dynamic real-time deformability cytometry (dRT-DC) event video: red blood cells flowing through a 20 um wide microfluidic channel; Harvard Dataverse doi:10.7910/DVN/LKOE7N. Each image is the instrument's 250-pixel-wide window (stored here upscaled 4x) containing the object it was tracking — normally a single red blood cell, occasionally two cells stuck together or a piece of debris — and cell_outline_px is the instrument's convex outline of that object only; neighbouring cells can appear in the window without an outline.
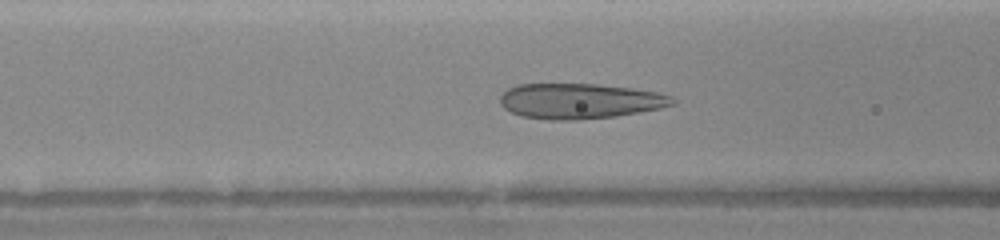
{"species": "human", "species_latin": "Homo sapiens", "temperature_condition": "warm", "stored_images_in_passage": 43, "camera_frame_rate_fps": 3000, "um_per_image_px": 0.085, "donor": {"sex": "female"}, "frame": {"image": 1, "passage_image": 5, "time_ms": 1.0, "image_size_px": [1000, 240], "cell_outline_px": [[676, 104], [660, 108], [640, 112], [616, 116], [576, 120], [548, 120], [520, 116], [504, 108], [500, 104], [500, 96], [508, 88], [520, 84], [596, 84], [632, 88], [660, 92], [672, 96], [676, 100]], "centroid_in_image_um": [49.31, 8.59], "position_along_channel_um": 117.3, "area_um2": 35.72}}
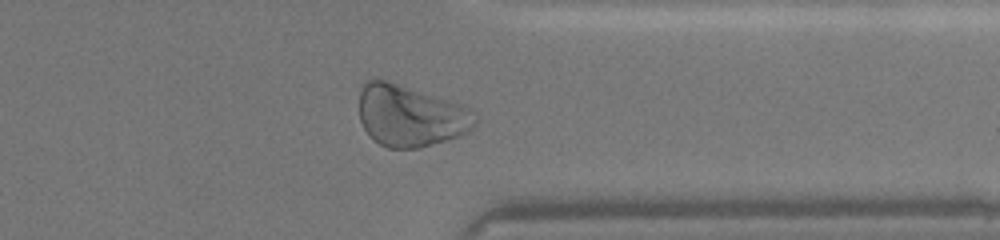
{"frame": {"image": 2, "passage_image": 30, "time_ms": 7.0, "image_size_px": [1000, 240], "cell_outline_px": [[480, 120], [472, 132], [448, 140], [420, 148], [388, 148], [380, 144], [368, 136], [360, 120], [360, 92], [364, 84], [372, 76], [388, 80], [464, 104], [472, 108]], "centroid_in_image_um": [34.96, 9.83], "position_along_channel_um": 376.4, "area_um2": 42.77}}
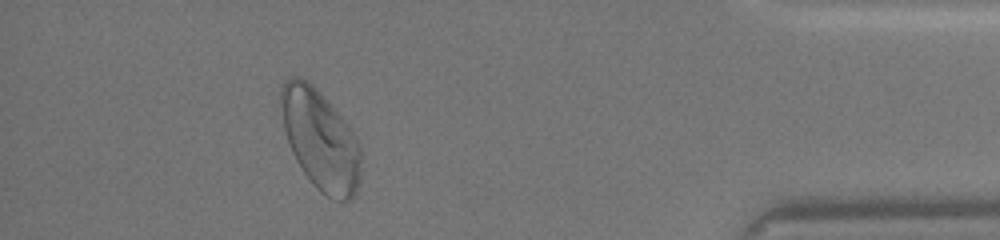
{"frame": {"image": 3, "passage_image": 36, "time_ms": 8.667, "image_size_px": [1000, 240], "cell_outline_px": [[360, 176], [356, 192], [352, 200], [340, 200], [328, 196], [320, 192], [312, 184], [296, 160], [288, 144], [284, 128], [280, 104], [280, 88], [284, 80], [292, 76], [300, 76], [308, 80], [324, 96], [352, 128], [360, 144]], "centroid_in_image_um": [27.22, 11.85], "position_along_channel_um": 408.0, "area_um2": 46.99}}